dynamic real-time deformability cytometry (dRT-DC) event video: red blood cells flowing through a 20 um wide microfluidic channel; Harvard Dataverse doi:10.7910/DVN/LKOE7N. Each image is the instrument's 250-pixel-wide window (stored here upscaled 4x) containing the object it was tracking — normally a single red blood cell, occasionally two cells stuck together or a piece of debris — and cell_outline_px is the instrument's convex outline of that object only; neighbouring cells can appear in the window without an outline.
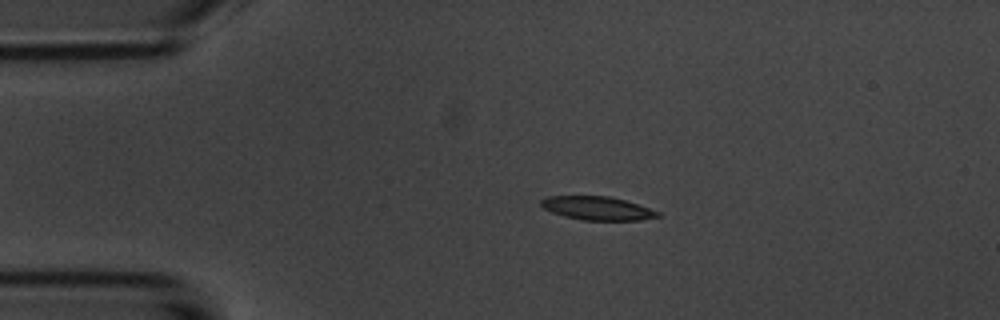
{"species": "common noctule bat (a hibernating species)", "species_latin": "Nyctalus noctula", "temperature_condition": "room temperature", "stored_images_in_passage": 3, "camera_frame_rate_fps": 3000, "um_per_image_px": 0.085, "animal": {"sex": "male", "body_mass_g": 20.1, "forearm_length_mm": 53.5}, "frame": {"image": 1, "passage_image": 2, "time_ms": 1.333, "image_size_px": [1000, 320], "cell_outline_px": [[660, 216], [640, 220], [584, 220], [564, 216], [552, 212], [544, 208], [540, 204], [540, 200], [548, 196], [608, 196], [624, 200], [660, 212]], "centroid_in_image_um": [50.75, 17.7], "position_along_channel_um": 34.3, "area_um2": 15.78}}